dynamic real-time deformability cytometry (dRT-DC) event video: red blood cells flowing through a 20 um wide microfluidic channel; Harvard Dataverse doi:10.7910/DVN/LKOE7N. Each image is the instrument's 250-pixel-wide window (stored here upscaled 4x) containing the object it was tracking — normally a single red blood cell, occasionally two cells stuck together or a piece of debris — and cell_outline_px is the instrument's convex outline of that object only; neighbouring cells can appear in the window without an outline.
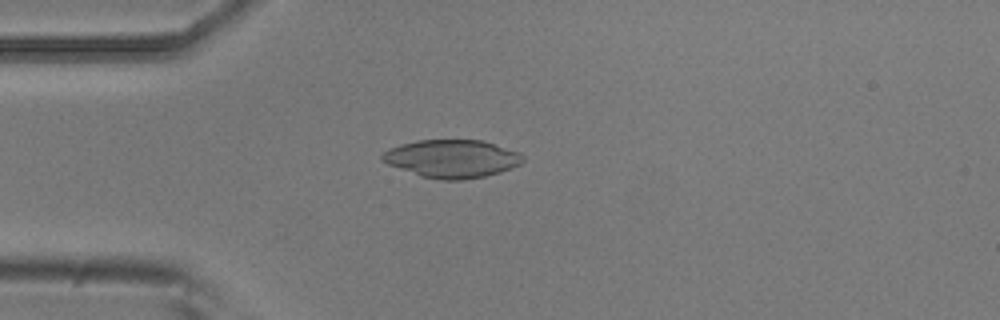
{"species": "common noctule bat (a hibernating species)", "species_latin": "Nyctalus noctula", "temperature_condition": "room temperature", "stored_images_in_passage": 3, "camera_frame_rate_fps": 3000, "um_per_image_px": 0.085, "animal": {"sex": "male", "body_mass_g": 20.5, "forearm_length_mm": 52.5}, "frame": {"image": 1, "passage_image": 3, "time_ms": 0.667, "image_size_px": [1000, 320], "cell_outline_px": [[524, 160], [520, 164], [512, 168], [500, 172], [484, 176], [464, 180], [440, 180], [420, 176], [388, 164], [380, 160], [380, 156], [388, 148], [400, 144], [416, 140], [484, 140], [520, 152], [524, 156]], "centroid_in_image_um": [38.42, 13.48], "position_along_channel_um": 46.6, "area_um2": 31.39}}